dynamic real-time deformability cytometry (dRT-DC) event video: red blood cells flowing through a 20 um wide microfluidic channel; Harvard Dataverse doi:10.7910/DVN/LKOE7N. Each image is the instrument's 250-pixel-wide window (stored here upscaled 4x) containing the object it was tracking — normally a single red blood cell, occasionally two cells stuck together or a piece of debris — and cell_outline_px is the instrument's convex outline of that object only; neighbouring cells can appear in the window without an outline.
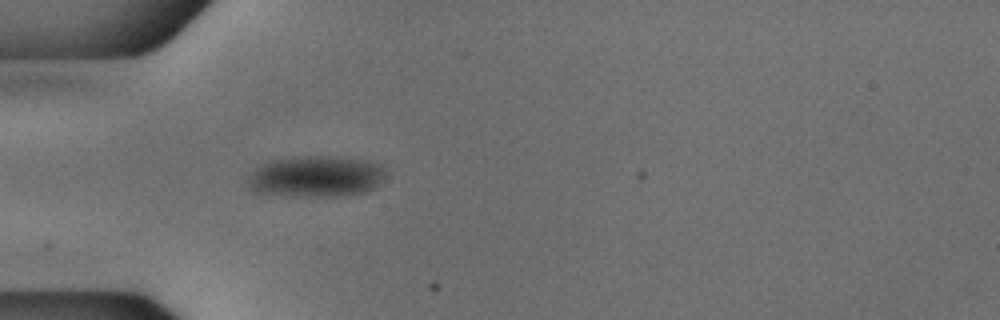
{"species": "common noctule bat (a hibernating species)", "species_latin": "Nyctalus noctula", "temperature_condition": "cold", "stored_images_in_passage": 38, "camera_frame_rate_fps": 3000, "um_per_image_px": 0.085, "animal": {"sex": "male", "body_mass_g": 18.8}, "frame": {"image": 1, "passage_image": 1, "time_ms": 0.0, "image_size_px": [1000, 320], "cell_outline_px": [[388, 172], [372, 188], [364, 192], [336, 196], [292, 196], [256, 192], [244, 180], [244, 172], [268, 160], [304, 156], [344, 156], [380, 164]], "centroid_in_image_um": [26.74, 14.97], "position_along_channel_um": 58.3, "area_um2": 33.64}}
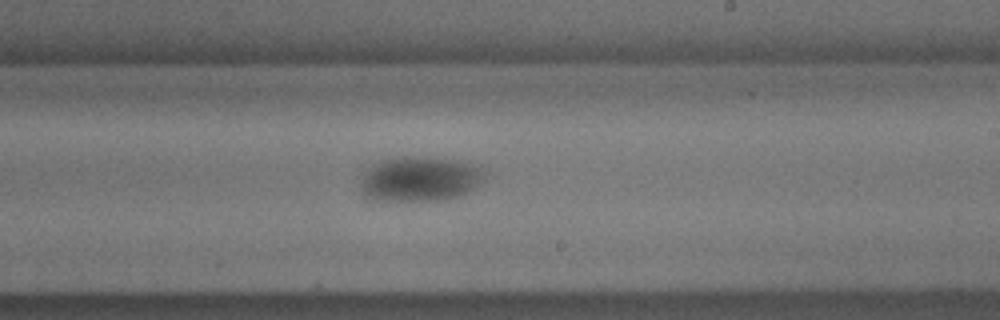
{"frame": {"image": 2, "passage_image": 17, "time_ms": 5.333, "image_size_px": [1000, 320], "cell_outline_px": [[484, 180], [468, 192], [460, 196], [440, 200], [372, 200], [364, 196], [360, 184], [360, 180], [368, 168], [372, 164], [380, 160], [400, 156], [416, 156], [460, 160], [480, 168], [484, 172]], "centroid_in_image_um": [35.65, 15.2], "position_along_channel_um": 253.3, "area_um2": 32.6}}
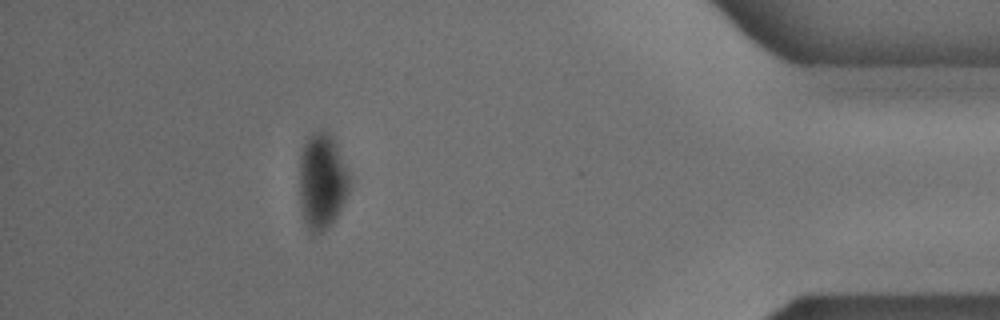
{"frame": {"image": 3, "passage_image": 33, "time_ms": 10.667, "image_size_px": [1000, 320], "cell_outline_px": [[348, 192], [336, 216], [328, 228], [324, 232], [316, 236], [312, 236], [304, 220], [300, 208], [300, 156], [304, 136], [320, 128], [328, 132], [332, 136], [336, 144], [348, 176]], "centroid_in_image_um": [27.31, 15.39], "position_along_channel_um": 407.9, "area_um2": 28.09}}